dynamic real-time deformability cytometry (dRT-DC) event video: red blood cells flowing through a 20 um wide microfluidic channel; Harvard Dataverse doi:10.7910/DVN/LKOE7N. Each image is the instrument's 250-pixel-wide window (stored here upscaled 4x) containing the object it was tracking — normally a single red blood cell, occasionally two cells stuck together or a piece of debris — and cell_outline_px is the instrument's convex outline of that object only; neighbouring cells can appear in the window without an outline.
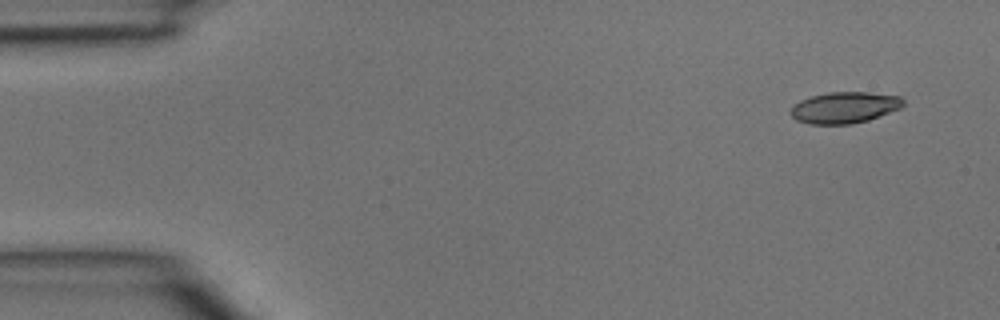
{"species": "common noctule bat (a hibernating species)", "species_latin": "Nyctalus noctula", "temperature_condition": "room temperature", "stored_images_in_passage": 5, "camera_frame_rate_fps": 3000, "um_per_image_px": 0.085, "animal": {"sex": "male", "body_mass_g": 15.6}, "frame": {"image": 1, "passage_image": 1, "time_ms": 0.0, "image_size_px": [1000, 320], "cell_outline_px": [[904, 104], [900, 108], [868, 120], [852, 124], [808, 124], [796, 120], [788, 112], [792, 104], [800, 100], [812, 96], [828, 92], [868, 92], [900, 96], [904, 100]], "centroid_in_image_um": [71.74, 9.14], "position_along_channel_um": 13.3, "area_um2": 20.69}}
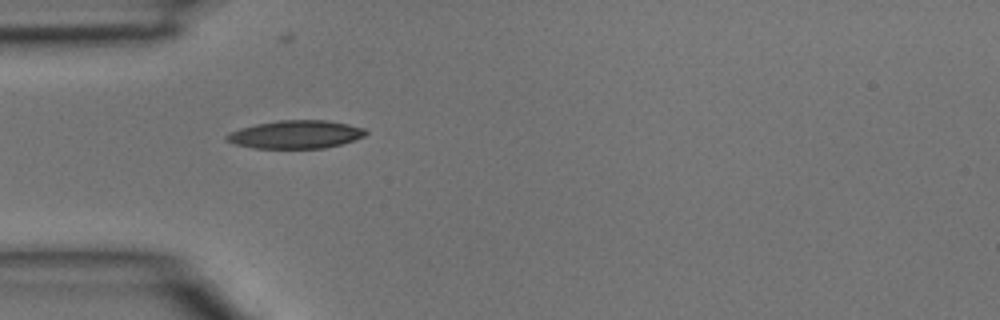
{"frame": {"image": 2, "passage_image": 3, "time_ms": 0.667, "image_size_px": [1000, 320], "cell_outline_px": [[368, 132], [364, 136], [340, 144], [324, 148], [252, 148], [236, 144], [224, 140], [224, 136], [240, 128], [256, 124], [280, 120], [324, 120], [348, 124], [364, 128]], "centroid_in_image_um": [25.11, 11.43], "position_along_channel_um": 59.9, "area_um2": 22.6}}